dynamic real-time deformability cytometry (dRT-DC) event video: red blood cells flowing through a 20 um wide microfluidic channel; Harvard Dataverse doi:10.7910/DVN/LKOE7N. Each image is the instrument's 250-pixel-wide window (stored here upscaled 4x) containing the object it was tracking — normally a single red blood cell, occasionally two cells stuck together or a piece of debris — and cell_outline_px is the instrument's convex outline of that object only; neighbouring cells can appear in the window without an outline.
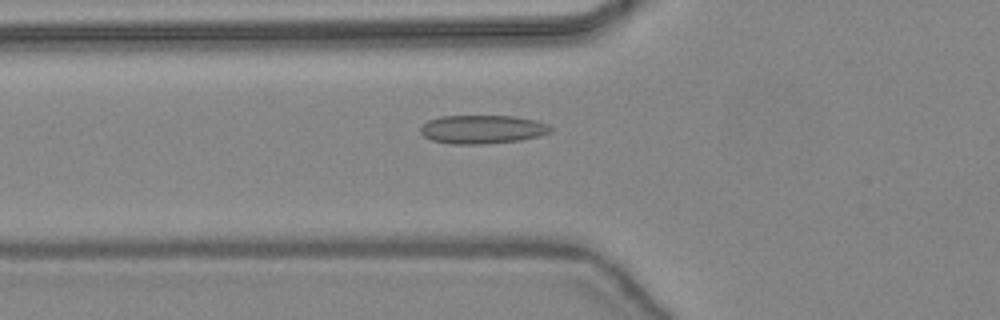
{"species": "common noctule bat (a hibernating species)", "species_latin": "Nyctalus noctula", "temperature_condition": "warm", "stored_images_in_passage": 34, "camera_frame_rate_fps": 3000, "um_per_image_px": 0.085, "animal": {"sex": "female", "body_mass_g": 24.6, "forearm_length_mm": 56.2}, "frame": {"image": 1, "passage_image": 5, "time_ms": 1.333, "image_size_px": [1000, 320], "cell_outline_px": [[552, 132], [540, 136], [520, 140], [484, 144], [452, 144], [432, 140], [424, 136], [420, 132], [420, 128], [428, 120], [440, 116], [512, 116], [536, 120], [548, 124], [552, 128]], "centroid_in_image_um": [41.02, 10.99], "position_along_channel_um": 84.8, "area_um2": 21.73}}
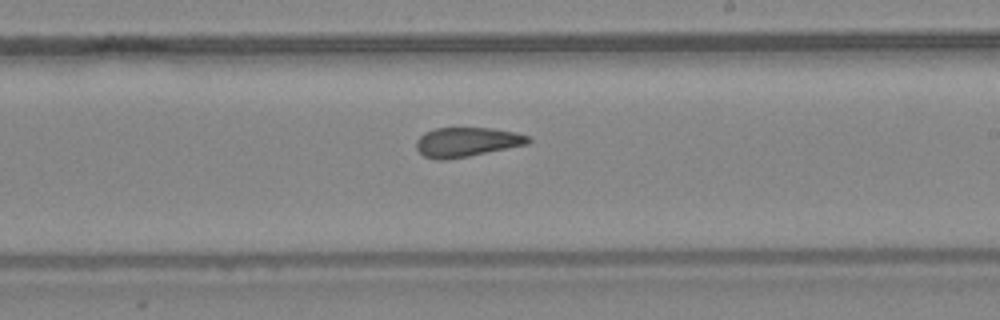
{"frame": {"image": 2, "passage_image": 16, "time_ms": 5.0, "image_size_px": [1000, 320], "cell_outline_px": [[532, 140], [528, 144], [448, 160], [436, 160], [424, 156], [416, 148], [416, 140], [424, 132], [436, 128], [492, 128], [516, 132], [532, 136]], "centroid_in_image_um": [39.69, 12.07], "position_along_channel_um": 249.3, "area_um2": 19.36}}
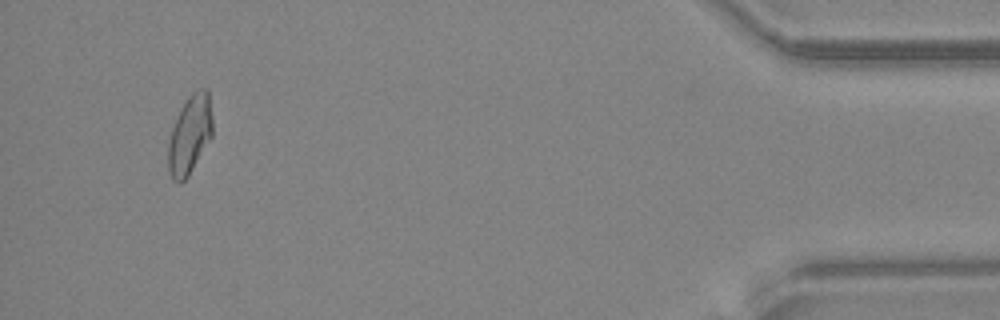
{"frame": {"image": 3, "passage_image": 32, "time_ms": 10.333, "image_size_px": [1000, 320], "cell_outline_px": [[212, 136], [188, 176], [180, 184], [172, 180], [168, 172], [168, 140], [172, 128], [180, 108], [184, 100], [192, 92], [200, 88], [208, 88], [212, 116]], "centroid_in_image_um": [16.12, 11.43], "position_along_channel_um": 419.1, "area_um2": 20.58}, "authors_computed_cell_mechanics": {"area_um2": 20.2011, "velocity_mm_per_s": 4.4623, "shape_relaxation_time_tau1_ms": null, "shape_relaxation_time_tau2_ms": 2.6327, "deformation_change_tau1": null, "deformation_change_tau2": 0.0876}}